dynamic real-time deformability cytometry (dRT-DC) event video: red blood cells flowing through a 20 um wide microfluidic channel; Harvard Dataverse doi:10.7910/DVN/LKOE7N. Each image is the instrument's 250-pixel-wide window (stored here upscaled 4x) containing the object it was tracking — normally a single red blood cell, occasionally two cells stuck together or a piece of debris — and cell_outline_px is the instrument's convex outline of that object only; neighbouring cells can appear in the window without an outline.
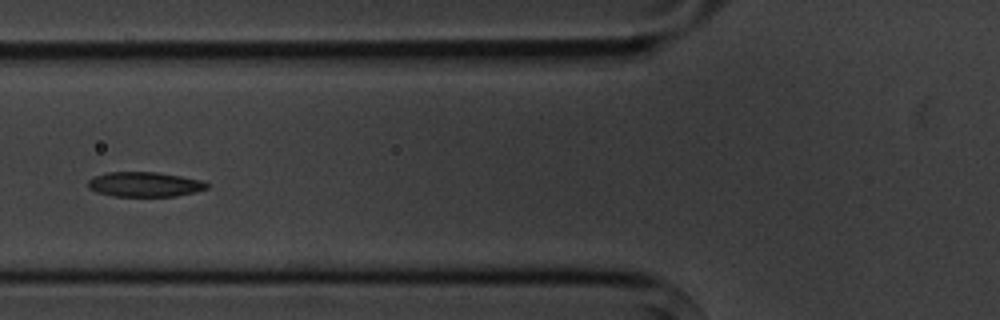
{"species": "common noctule bat (a hibernating species)", "species_latin": "Nyctalus noctula", "temperature_condition": "cold", "stored_images_in_passage": 6, "camera_frame_rate_fps": 3000, "um_per_image_px": 0.085, "animal": {"sex": "male", "body_mass_g": 20.1, "forearm_length_mm": 53.5}, "frame": {"image": 1, "passage_image": 5, "time_ms": 5.0, "image_size_px": [1000, 320], "cell_outline_px": [[208, 188], [176, 196], [112, 196], [96, 192], [88, 188], [88, 180], [92, 176], [104, 172], [156, 172], [180, 176], [200, 180], [208, 184]], "centroid_in_image_um": [12.21, 15.66], "position_along_channel_um": 113.6, "area_um2": 17.17}}
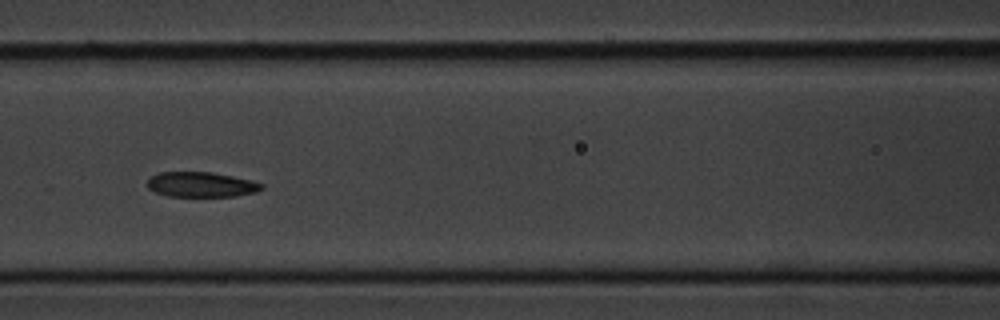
{"frame": {"image": 2, "passage_image": 6, "time_ms": 6.0, "image_size_px": [1000, 320], "cell_outline_px": [[264, 188], [256, 192], [236, 196], [168, 196], [156, 192], [148, 188], [148, 180], [152, 176], [160, 172], [212, 172], [252, 180], [264, 184]], "centroid_in_image_um": [17.14, 15.68], "position_along_channel_um": 149.5, "area_um2": 16.65}}